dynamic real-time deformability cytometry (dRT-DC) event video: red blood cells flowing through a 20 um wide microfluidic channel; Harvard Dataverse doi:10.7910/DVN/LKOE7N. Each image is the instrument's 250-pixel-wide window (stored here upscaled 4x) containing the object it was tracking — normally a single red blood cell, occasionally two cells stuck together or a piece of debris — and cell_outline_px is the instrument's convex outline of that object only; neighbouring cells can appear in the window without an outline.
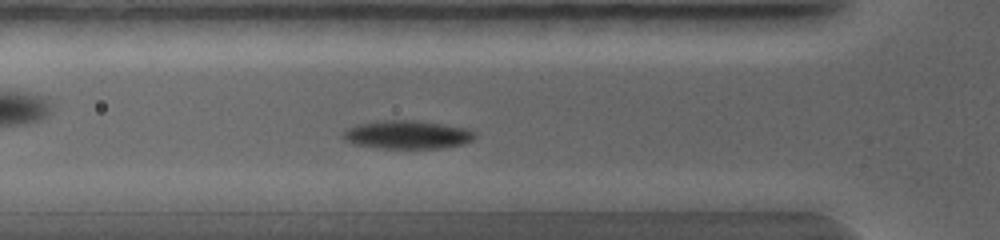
{"species": "common noctule bat (a hibernating species)", "species_latin": "Nyctalus noctula", "temperature_condition": "warm", "stored_images_in_passage": 31, "camera_frame_rate_fps": 5000, "um_per_image_px": 0.085, "animal": {"sex": "female", "body_mass_g": 19.0, "forearm_length_mm": 56.7}, "frame": {"image": 1, "passage_image": 9, "time_ms": 1.8, "image_size_px": [1000, 240], "cell_outline_px": [[476, 136], [472, 140], [460, 144], [440, 148], [380, 148], [356, 144], [344, 140], [340, 136], [348, 128], [356, 124], [376, 120], [416, 120], [444, 124], [468, 128], [476, 132]], "centroid_in_image_um": [34.6, 11.43], "position_along_channel_um": 91.2, "area_um2": 21.91}}
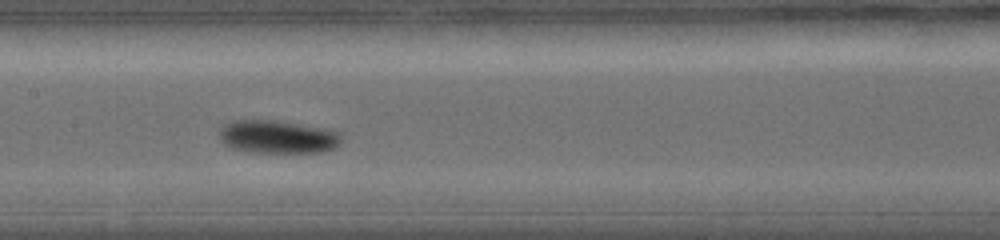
{"frame": {"image": 2, "passage_image": 15, "time_ms": 3.2, "image_size_px": [1000, 240], "cell_outline_px": [[340, 144], [324, 152], [248, 152], [232, 148], [224, 144], [220, 140], [220, 128], [224, 124], [232, 120], [276, 120], [300, 124], [340, 132]], "centroid_in_image_um": [23.55, 11.63], "position_along_channel_um": 183.8, "area_um2": 23.47}}
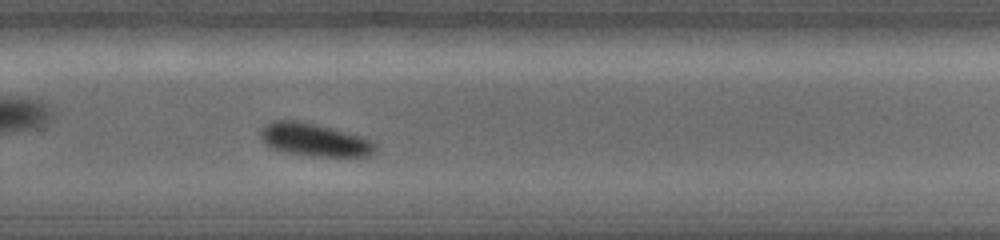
{"frame": {"image": 3, "passage_image": 24, "time_ms": 5.0, "image_size_px": [1000, 240], "cell_outline_px": [[376, 148], [368, 156], [320, 156], [288, 152], [268, 148], [260, 140], [260, 128], [264, 124], [272, 120], [296, 120], [316, 124], [364, 136], [372, 140], [376, 144]], "centroid_in_image_um": [26.67, 11.86], "position_along_channel_um": 303.1, "area_um2": 22.2}}